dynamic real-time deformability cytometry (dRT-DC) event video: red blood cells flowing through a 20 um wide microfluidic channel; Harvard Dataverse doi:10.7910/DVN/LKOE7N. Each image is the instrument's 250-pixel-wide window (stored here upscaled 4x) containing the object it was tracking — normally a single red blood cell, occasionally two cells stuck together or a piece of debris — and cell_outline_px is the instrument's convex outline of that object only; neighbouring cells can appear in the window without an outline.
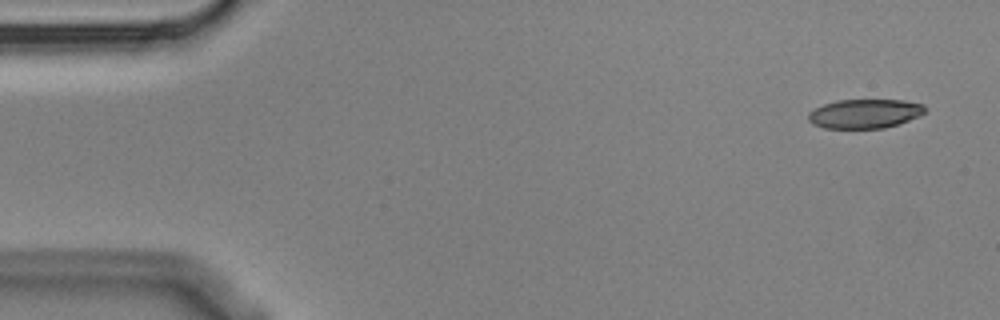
{"species": "Egyptian fruit bat (a non-hibernating species)", "species_latin": "Rousettus aegyptiacus", "temperature_condition": "cold", "stored_images_in_passage": 4, "camera_frame_rate_fps": 3000, "um_per_image_px": 0.085, "animal": {"sex": "male"}, "frame": {"image": 1, "passage_image": 1, "time_ms": 0.0, "image_size_px": [1000, 320], "cell_outline_px": [[928, 108], [920, 116], [884, 128], [824, 128], [812, 124], [808, 120], [808, 112], [824, 104], [836, 100], [904, 100], [924, 104]], "centroid_in_image_um": [73.51, 9.65], "position_along_channel_um": 11.5, "area_um2": 19.88}}
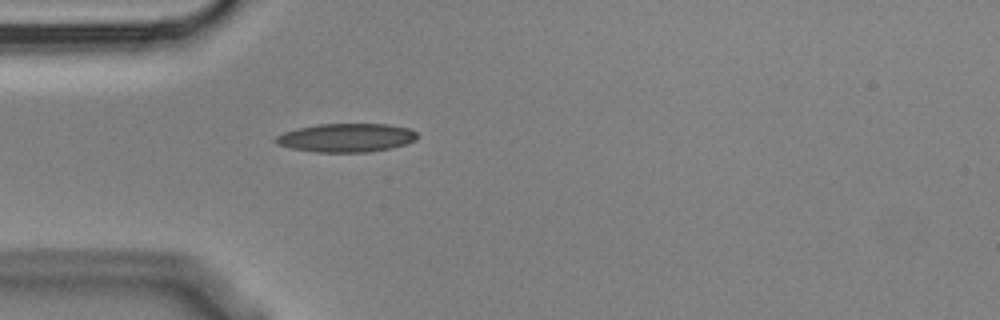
{"frame": {"image": 2, "passage_image": 4, "time_ms": 1.0, "image_size_px": [1000, 320], "cell_outline_px": [[416, 140], [404, 144], [388, 148], [368, 152], [316, 152], [292, 148], [276, 144], [276, 136], [284, 132], [296, 128], [320, 124], [388, 124], [408, 128], [416, 132]], "centroid_in_image_um": [29.42, 11.7], "position_along_channel_um": 55.6, "area_um2": 23.35}}